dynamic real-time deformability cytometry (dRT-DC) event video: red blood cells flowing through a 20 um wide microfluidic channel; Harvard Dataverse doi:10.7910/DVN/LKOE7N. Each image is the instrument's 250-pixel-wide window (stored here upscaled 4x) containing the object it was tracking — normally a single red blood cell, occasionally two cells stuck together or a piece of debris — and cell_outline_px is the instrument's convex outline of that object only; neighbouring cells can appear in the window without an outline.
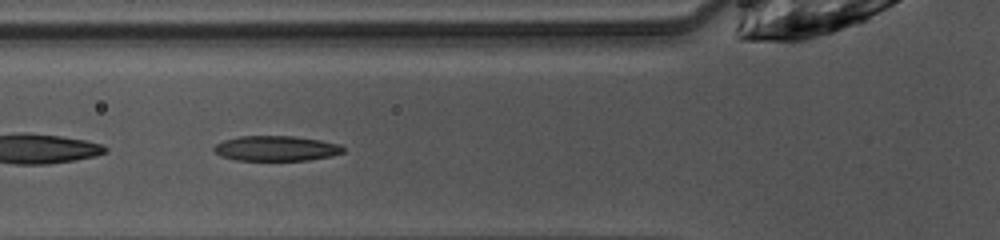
{"species": "common noctule bat (a hibernating species)", "species_latin": "Nyctalus noctula", "temperature_condition": "warm", "stored_images_in_passage": 37, "camera_frame_rate_fps": 3000, "um_per_image_px": 0.085, "animal": {"sex": "female", "body_mass_g": 10.0, "forearm_length_mm": 53.1}, "frame": {"image": 1, "passage_image": 6, "time_ms": 1.667, "image_size_px": [1000, 240], "cell_outline_px": [[344, 152], [332, 156], [308, 160], [236, 160], [220, 156], [212, 148], [216, 144], [224, 140], [240, 136], [292, 136], [320, 140], [340, 144], [344, 148]], "centroid_in_image_um": [23.48, 12.61], "position_along_channel_um": 102.3, "area_um2": 18.9}, "authors_computed_cell_mechanics": {"area_um2": 19.3052, "velocity_mm_per_s": 4.0685, "shape_relaxation_time_tau1_ms": null, "shape_relaxation_time_tau2_ms": 3.3725, "deformation_change_tau1": null, "deformation_change_tau2": 0.121}}